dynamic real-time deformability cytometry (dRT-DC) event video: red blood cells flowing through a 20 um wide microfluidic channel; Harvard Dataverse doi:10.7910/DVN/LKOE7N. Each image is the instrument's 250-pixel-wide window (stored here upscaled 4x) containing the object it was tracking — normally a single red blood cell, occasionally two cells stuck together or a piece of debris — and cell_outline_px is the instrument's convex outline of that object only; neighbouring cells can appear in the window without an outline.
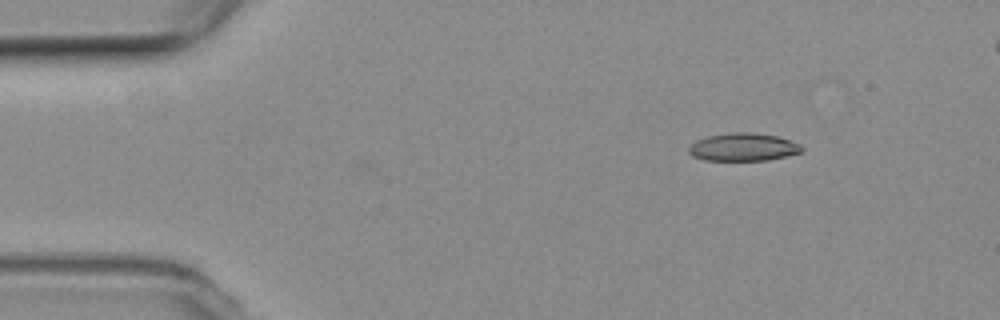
{"species": "common noctule bat (a hibernating species)", "species_latin": "Nyctalus noctula", "temperature_condition": "room temperature", "stored_images_in_passage": 47, "camera_frame_rate_fps": 3000, "um_per_image_px": 0.085, "animal": {"sex": "female", "body_mass_g": 19.3, "forearm_length_mm": 54.1}, "frame": {"image": 1, "passage_image": 1, "time_ms": 0.0, "image_size_px": [1000, 320], "cell_outline_px": [[804, 148], [800, 152], [768, 160], [704, 160], [692, 156], [688, 152], [688, 148], [696, 140], [708, 136], [732, 132], [752, 132], [780, 136], [800, 144]], "centroid_in_image_um": [63.17, 12.49], "position_along_channel_um": 21.8, "area_um2": 18.38}}
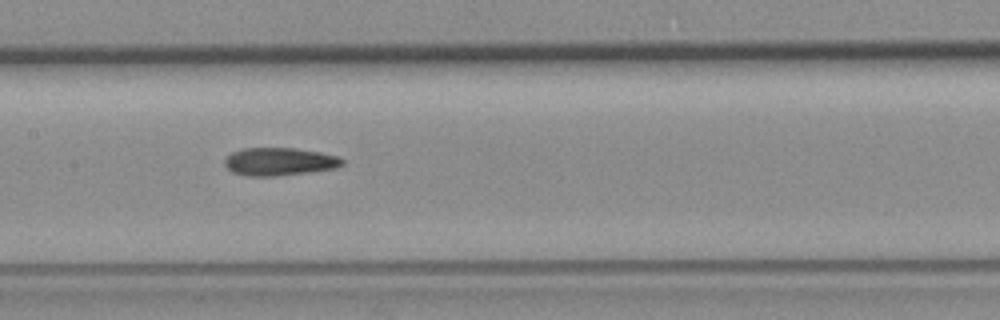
{"frame": {"image": 2, "passage_image": 20, "time_ms": 6.333, "image_size_px": [1000, 320], "cell_outline_px": [[344, 164], [336, 168], [308, 172], [276, 176], [248, 176], [232, 172], [224, 164], [224, 160], [232, 152], [244, 148], [292, 148], [320, 152], [336, 156], [344, 160]], "centroid_in_image_um": [23.74, 13.74], "position_along_channel_um": 183.7, "area_um2": 19.02}}
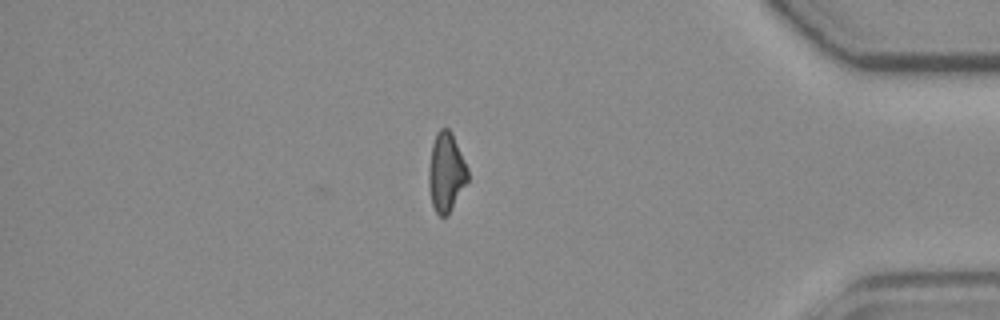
{"frame": {"image": 3, "passage_image": 40, "time_ms": 13.0, "image_size_px": [1000, 320], "cell_outline_px": [[468, 180], [448, 216], [440, 216], [436, 212], [432, 204], [428, 188], [428, 172], [432, 144], [436, 132], [440, 128], [448, 128], [452, 132], [468, 168]], "centroid_in_image_um": [37.91, 14.64], "position_along_channel_um": 397.3, "area_um2": 18.15}}